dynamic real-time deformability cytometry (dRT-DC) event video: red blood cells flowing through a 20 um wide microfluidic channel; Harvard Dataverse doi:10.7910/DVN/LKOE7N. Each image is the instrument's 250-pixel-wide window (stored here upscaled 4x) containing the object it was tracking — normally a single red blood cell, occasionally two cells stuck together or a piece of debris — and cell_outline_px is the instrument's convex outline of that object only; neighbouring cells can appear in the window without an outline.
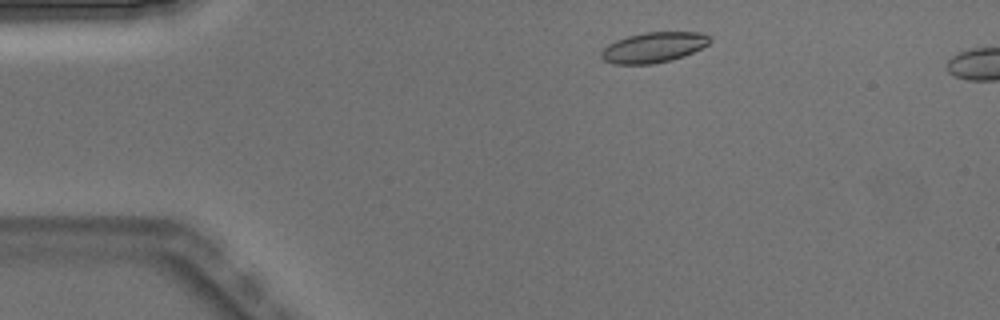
{"species": "Egyptian fruit bat (a non-hibernating species)", "species_latin": "Rousettus aegyptiacus", "temperature_condition": "warm", "stored_images_in_passage": 4, "camera_frame_rate_fps": 3000, "um_per_image_px": 0.085, "animal": {"sex": "male"}, "frame": {"image": 1, "passage_image": 2, "time_ms": 0.333, "image_size_px": [1000, 320], "cell_outline_px": [[712, 40], [708, 44], [684, 56], [672, 60], [652, 64], [612, 64], [604, 60], [600, 56], [600, 52], [608, 44], [616, 40], [628, 36], [644, 32], [700, 32], [708, 36]], "centroid_in_image_um": [55.53, 4.03], "position_along_channel_um": 29.5, "area_um2": 19.19}}